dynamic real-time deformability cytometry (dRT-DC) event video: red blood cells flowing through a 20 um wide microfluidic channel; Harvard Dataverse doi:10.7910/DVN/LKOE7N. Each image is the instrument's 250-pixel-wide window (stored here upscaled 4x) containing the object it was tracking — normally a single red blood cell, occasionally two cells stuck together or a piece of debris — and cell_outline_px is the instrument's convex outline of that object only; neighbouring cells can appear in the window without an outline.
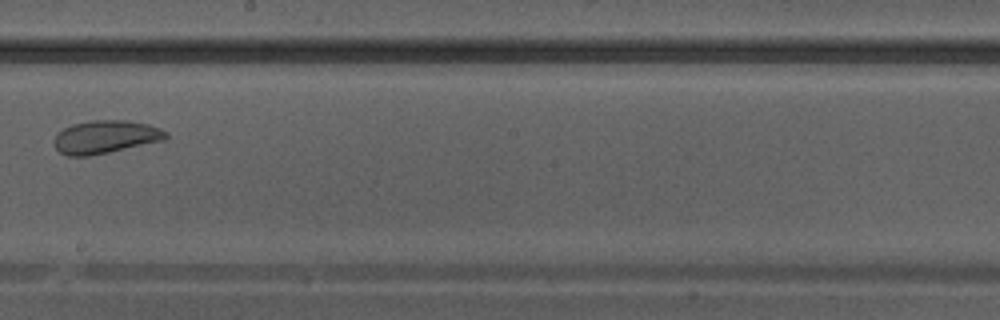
{"species": "Egyptian fruit bat (a non-hibernating species)", "species_latin": "Rousettus aegyptiacus", "temperature_condition": "warm", "stored_images_in_passage": 29, "camera_frame_rate_fps": 3000, "um_per_image_px": 0.085, "animal": {"sex": "male"}, "frame": {"image": 1, "passage_image": 13, "time_ms": 4.0, "image_size_px": [1000, 320], "cell_outline_px": [[168, 136], [164, 140], [108, 152], [88, 156], [68, 156], [60, 152], [52, 144], [56, 136], [64, 128], [72, 124], [88, 120], [124, 120], [148, 124], [160, 128], [168, 132]], "centroid_in_image_um": [8.96, 11.63], "position_along_channel_um": 239.2, "area_um2": 21.44}}